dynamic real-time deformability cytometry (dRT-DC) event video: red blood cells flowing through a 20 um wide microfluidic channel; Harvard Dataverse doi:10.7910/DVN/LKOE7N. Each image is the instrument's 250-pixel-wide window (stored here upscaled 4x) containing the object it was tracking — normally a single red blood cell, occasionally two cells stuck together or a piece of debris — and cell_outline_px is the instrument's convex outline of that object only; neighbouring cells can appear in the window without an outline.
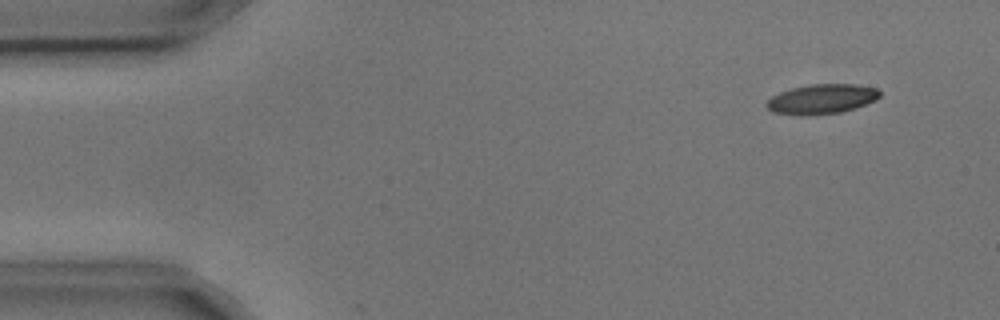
{"species": "common noctule bat (a hibernating species)", "species_latin": "Nyctalus noctula", "temperature_condition": "cold", "stored_images_in_passage": 5, "camera_frame_rate_fps": 3000, "um_per_image_px": 0.085, "animal": {"sex": "male", "body_mass_g": 17.9, "forearm_length_mm": 54.2}, "frame": {"image": 1, "passage_image": 2, "time_ms": 0.333, "image_size_px": [1000, 320], "cell_outline_px": [[880, 96], [876, 100], [856, 108], [840, 112], [808, 116], [800, 116], [772, 112], [764, 104], [772, 96], [780, 92], [792, 88], [808, 84], [856, 84], [876, 88], [880, 92]], "centroid_in_image_um": [69.83, 8.42], "position_along_channel_um": 15.2, "area_um2": 19.83}}